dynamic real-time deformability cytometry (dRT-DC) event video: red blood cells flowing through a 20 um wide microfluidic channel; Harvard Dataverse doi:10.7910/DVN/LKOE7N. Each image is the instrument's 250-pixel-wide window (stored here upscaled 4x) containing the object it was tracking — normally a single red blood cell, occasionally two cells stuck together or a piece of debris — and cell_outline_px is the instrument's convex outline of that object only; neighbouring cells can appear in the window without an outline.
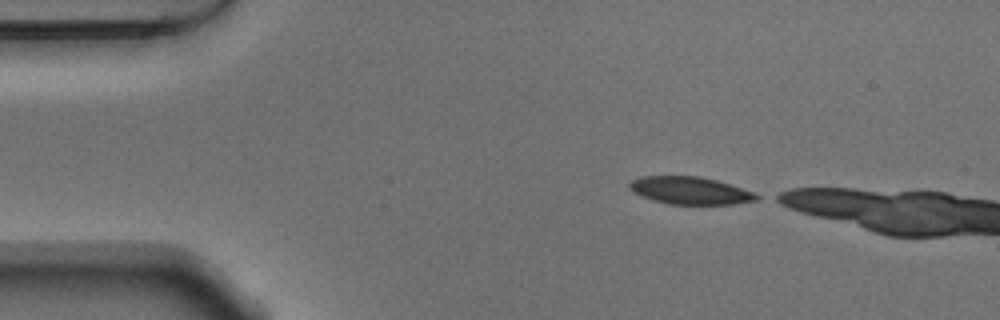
{"species": "Egyptian fruit bat (a non-hibernating species)", "species_latin": "Rousettus aegyptiacus", "temperature_condition": "warm", "stored_images_in_passage": 4, "camera_frame_rate_fps": 3000, "um_per_image_px": 0.085, "animal": {"sex": "male"}, "frame": {"image": 1, "passage_image": 1, "time_ms": 0.0, "image_size_px": [1000, 320], "cell_outline_px": [[760, 196], [756, 200], [732, 204], [668, 204], [652, 200], [640, 196], [632, 192], [628, 188], [628, 184], [632, 180], [640, 176], [700, 176], [716, 180], [752, 192]], "centroid_in_image_um": [58.57, 16.19], "position_along_channel_um": 26.4, "area_um2": 20.29}}